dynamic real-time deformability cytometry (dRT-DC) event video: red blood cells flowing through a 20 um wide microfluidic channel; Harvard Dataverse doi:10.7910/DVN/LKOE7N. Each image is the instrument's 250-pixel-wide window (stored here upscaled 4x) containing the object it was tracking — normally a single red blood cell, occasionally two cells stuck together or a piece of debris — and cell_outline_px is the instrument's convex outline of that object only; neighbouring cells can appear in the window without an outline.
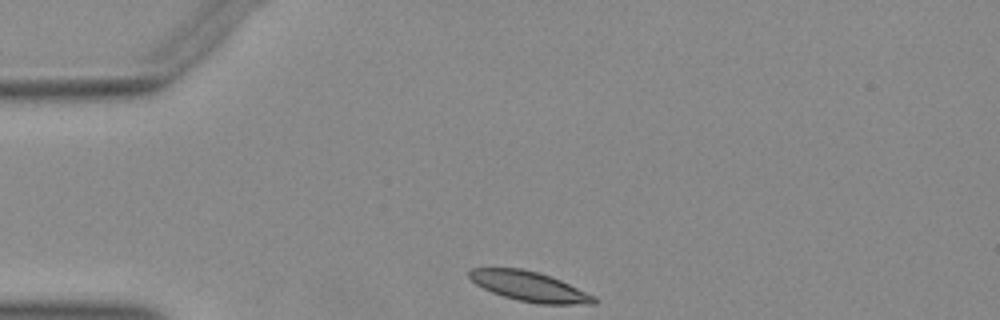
{"species": "Egyptian fruit bat (a non-hibernating species)", "species_latin": "Rousettus aegyptiacus", "temperature_condition": "warm", "stored_images_in_passage": 31, "camera_frame_rate_fps": 3000, "um_per_image_px": 0.085, "animal": {"sex": "female"}, "frame": {"image": 1, "passage_image": 1, "time_ms": 0.0, "image_size_px": [1000, 320], "cell_outline_px": [[596, 304], [540, 304], [520, 300], [504, 296], [492, 292], [476, 284], [468, 276], [468, 272], [472, 268], [520, 268], [536, 272], [560, 280], [596, 296]], "centroid_in_image_um": [45.01, 24.35], "position_along_channel_um": 40.0, "area_um2": 21.33}}
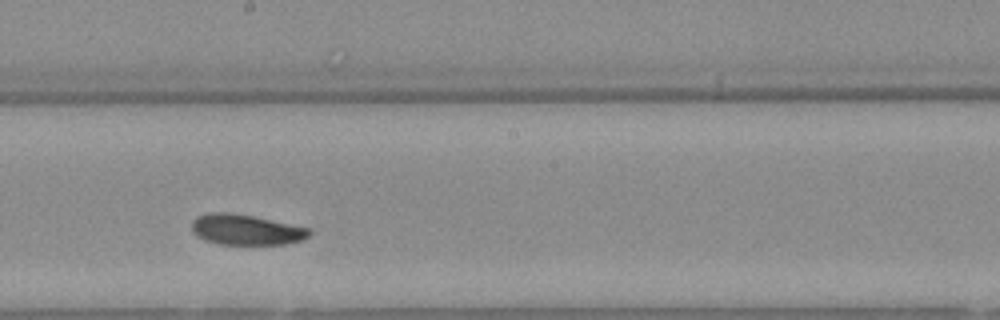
{"frame": {"image": 2, "passage_image": 18, "time_ms": 5.667, "image_size_px": [1000, 320], "cell_outline_px": [[312, 232], [308, 236], [300, 240], [284, 244], [216, 244], [204, 240], [196, 236], [192, 232], [192, 220], [196, 216], [208, 212], [232, 212], [312, 228]], "centroid_in_image_um": [20.87, 19.51], "position_along_channel_um": 227.3, "area_um2": 21.1}}
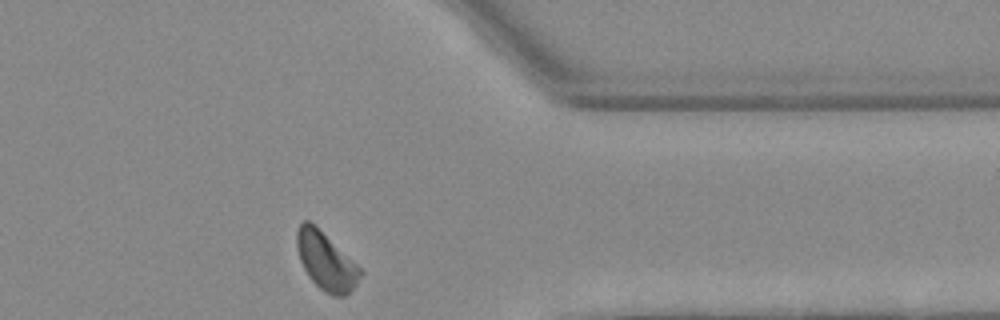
{"frame": {"image": 3, "passage_image": 31, "time_ms": 10.0, "image_size_px": [1000, 320], "cell_outline_px": [[364, 272], [356, 284], [344, 296], [332, 296], [324, 292], [308, 276], [300, 260], [296, 244], [296, 232], [300, 224], [304, 220], [308, 220], [316, 224]], "centroid_in_image_um": [27.69, 22.17], "position_along_channel_um": 383.7, "area_um2": 21.27}}